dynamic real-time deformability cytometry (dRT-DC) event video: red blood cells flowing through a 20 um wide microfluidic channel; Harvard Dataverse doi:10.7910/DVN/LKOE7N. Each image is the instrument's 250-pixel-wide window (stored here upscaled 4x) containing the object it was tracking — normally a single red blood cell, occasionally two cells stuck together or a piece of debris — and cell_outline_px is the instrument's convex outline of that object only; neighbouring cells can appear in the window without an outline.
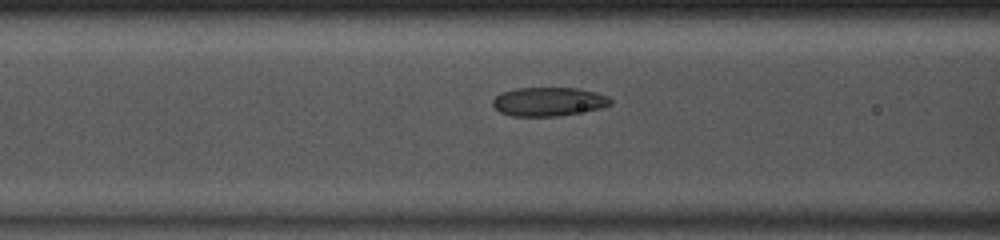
{"species": "common noctule bat (a hibernating species)", "species_latin": "Nyctalus noctula", "temperature_condition": "room temperature", "stored_images_in_passage": 34, "camera_frame_rate_fps": 3000, "um_per_image_px": 0.085, "animal": {"sex": "male", "body_mass_g": 13.0, "forearm_length_mm": 53.1}, "frame": {"image": 1, "passage_image": 5, "time_ms": 1.333, "image_size_px": [1000, 240], "cell_outline_px": [[612, 104], [600, 108], [556, 116], [512, 116], [500, 112], [492, 104], [492, 100], [500, 92], [516, 88], [576, 88], [596, 92], [608, 96], [612, 100]], "centroid_in_image_um": [46.61, 8.63], "position_along_channel_um": 120.0, "area_um2": 19.71}}
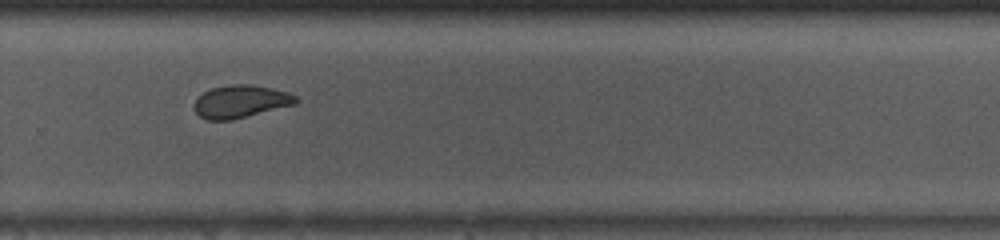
{"frame": {"image": 2, "passage_image": 19, "time_ms": 6.0, "image_size_px": [1000, 240], "cell_outline_px": [[300, 100], [296, 104], [232, 120], [208, 120], [200, 116], [196, 112], [196, 100], [204, 92], [212, 88], [232, 84], [248, 84], [288, 92], [296, 96]], "centroid_in_image_um": [20.49, 8.63], "position_along_channel_um": 309.3, "area_um2": 19.07}}
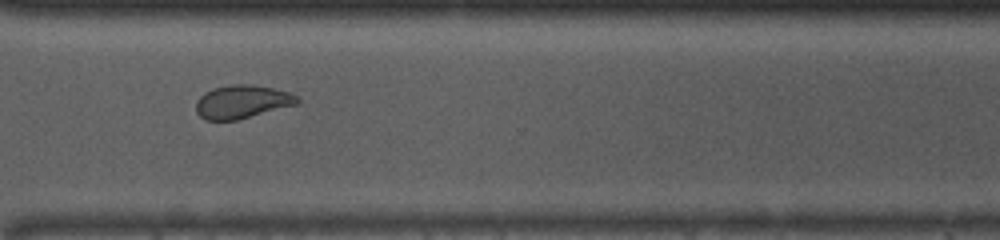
{"frame": {"image": 3, "passage_image": 22, "time_ms": 7.0, "image_size_px": [1000, 240], "cell_outline_px": [[300, 104], [236, 120], [204, 120], [196, 112], [196, 100], [204, 92], [212, 88], [232, 84], [248, 84], [272, 88], [292, 92], [300, 100]], "centroid_in_image_um": [20.59, 8.65], "position_along_channel_um": 350.0, "area_um2": 19.88}, "authors_computed_cell_mechanics": {"area_um2": 19.7676, "velocity_mm_per_s": 4.0683, "shape_relaxation_time_tau1_ms": null, "shape_relaxation_time_tau2_ms": 1.6382, "deformation_change_tau1": null, "deformation_change_tau2": 0.06}}